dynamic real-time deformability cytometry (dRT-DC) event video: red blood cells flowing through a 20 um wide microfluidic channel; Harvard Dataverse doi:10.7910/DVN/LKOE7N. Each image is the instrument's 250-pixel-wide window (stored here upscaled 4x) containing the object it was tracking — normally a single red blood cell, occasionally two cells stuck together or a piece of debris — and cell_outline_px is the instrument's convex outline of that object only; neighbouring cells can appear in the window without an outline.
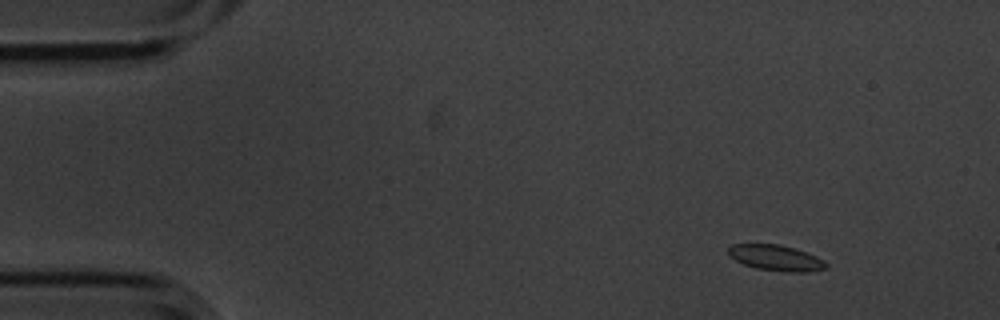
{"species": "common noctule bat (a hibernating species)", "species_latin": "Nyctalus noctula", "temperature_condition": "cold", "stored_images_in_passage": 5, "camera_frame_rate_fps": 3000, "um_per_image_px": 0.085, "animal": {"sex": "male", "body_mass_g": 20.1, "forearm_length_mm": 53.5}, "frame": {"image": 1, "passage_image": 1, "time_ms": 0.0, "image_size_px": [1000, 320], "cell_outline_px": [[828, 268], [808, 272], [788, 272], [756, 268], [744, 264], [728, 256], [728, 248], [732, 244], [780, 244], [816, 256], [824, 260], [828, 264]], "centroid_in_image_um": [65.96, 21.92], "position_along_channel_um": 19.0, "area_um2": 14.62}}
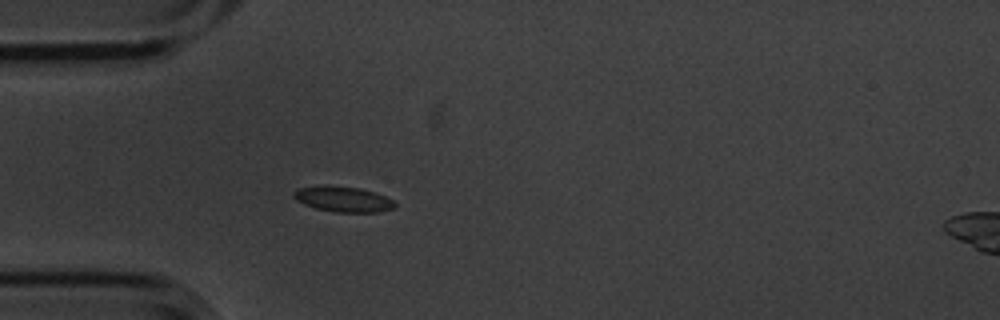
{"frame": {"image": 2, "passage_image": 4, "time_ms": 1.0, "image_size_px": [1000, 320], "cell_outline_px": [[396, 208], [376, 212], [336, 212], [316, 208], [304, 204], [296, 200], [292, 196], [292, 192], [296, 188], [328, 184], [360, 188], [384, 196], [392, 200], [396, 204]], "centroid_in_image_um": [29.11, 16.91], "position_along_channel_um": 55.9, "area_um2": 15.14}}